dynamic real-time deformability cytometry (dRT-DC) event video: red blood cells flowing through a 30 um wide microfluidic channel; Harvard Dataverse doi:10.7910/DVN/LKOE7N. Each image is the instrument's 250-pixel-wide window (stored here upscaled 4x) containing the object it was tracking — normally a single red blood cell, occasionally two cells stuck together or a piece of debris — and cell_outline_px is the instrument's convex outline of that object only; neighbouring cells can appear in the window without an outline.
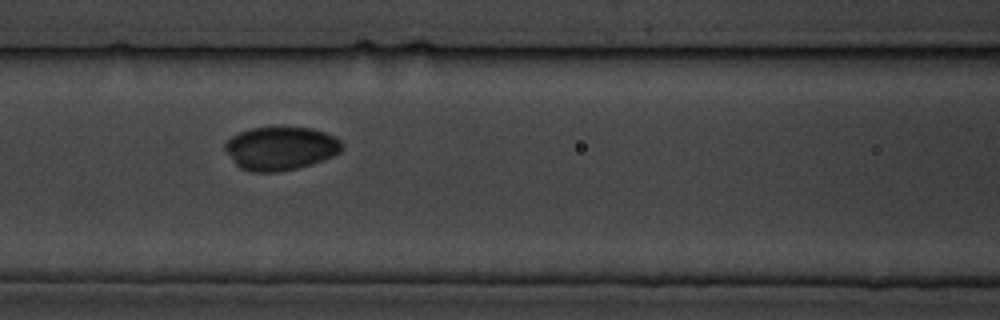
{"species": "common noctule bat (a hibernating species)", "species_latin": "Nyctalus noctula", "temperature_condition": "cold", "stored_images_in_passage": 8, "camera_frame_rate_fps": 3000, "um_per_image_px": 0.085, "animal": {"sex": "male", "body_mass_g": 19.5, "forearm_length_mm": 54.6}, "frame": {"image": 1, "passage_image": 7, "time_ms": 7.0, "image_size_px": [1000, 320], "cell_outline_px": [[344, 148], [340, 152], [332, 156], [312, 164], [280, 172], [252, 172], [240, 168], [232, 160], [224, 148], [224, 144], [232, 136], [240, 132], [252, 128], [312, 128], [336, 136], [344, 144]], "centroid_in_image_um": [23.87, 12.62], "position_along_channel_um": 142.7, "area_um2": 29.54}}
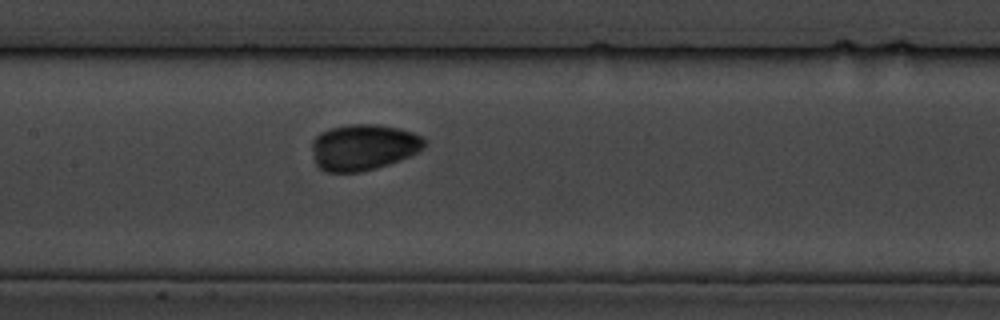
{"frame": {"image": 2, "passage_image": 8, "time_ms": 8.0, "image_size_px": [1000, 320], "cell_outline_px": [[424, 148], [400, 160], [376, 168], [360, 172], [324, 172], [316, 164], [312, 148], [312, 140], [320, 132], [332, 128], [348, 124], [376, 124], [400, 128], [412, 132], [420, 136], [424, 140]], "centroid_in_image_um": [30.86, 12.51], "position_along_channel_um": 176.5, "area_um2": 30.11}}